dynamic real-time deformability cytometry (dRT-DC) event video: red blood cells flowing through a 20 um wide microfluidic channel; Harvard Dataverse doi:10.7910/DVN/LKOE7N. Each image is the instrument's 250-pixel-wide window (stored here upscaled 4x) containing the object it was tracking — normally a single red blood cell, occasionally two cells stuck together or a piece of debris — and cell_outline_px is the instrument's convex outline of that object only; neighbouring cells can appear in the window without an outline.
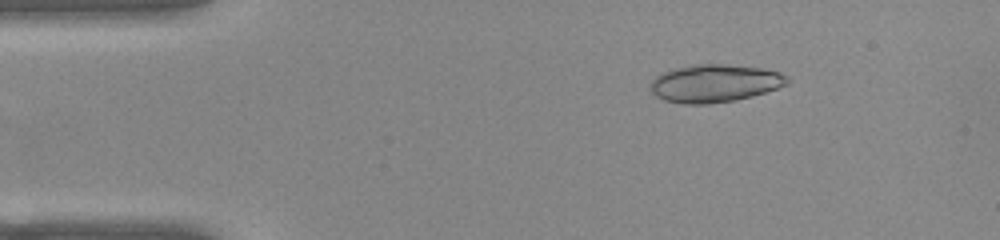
{"species": "common noctule bat (a hibernating species)", "species_latin": "Nyctalus noctula", "temperature_condition": "warm", "stored_images_in_passage": 51, "camera_frame_rate_fps": 3000, "um_per_image_px": 0.085, "animal": {"sex": "female", "body_mass_g": 22.0, "forearm_length_mm": 56.7}, "frame": {"image": 1, "passage_image": 7, "time_ms": 2.0, "image_size_px": [1000, 240], "cell_outline_px": [[788, 84], [752, 96], [736, 100], [708, 104], [684, 104], [664, 100], [656, 96], [652, 92], [648, 84], [656, 76], [664, 72], [676, 68], [692, 64], [728, 64], [764, 68], [780, 72], [788, 76]], "centroid_in_image_um": [60.74, 7.07], "position_along_channel_um": 24.3, "area_um2": 30.29}}